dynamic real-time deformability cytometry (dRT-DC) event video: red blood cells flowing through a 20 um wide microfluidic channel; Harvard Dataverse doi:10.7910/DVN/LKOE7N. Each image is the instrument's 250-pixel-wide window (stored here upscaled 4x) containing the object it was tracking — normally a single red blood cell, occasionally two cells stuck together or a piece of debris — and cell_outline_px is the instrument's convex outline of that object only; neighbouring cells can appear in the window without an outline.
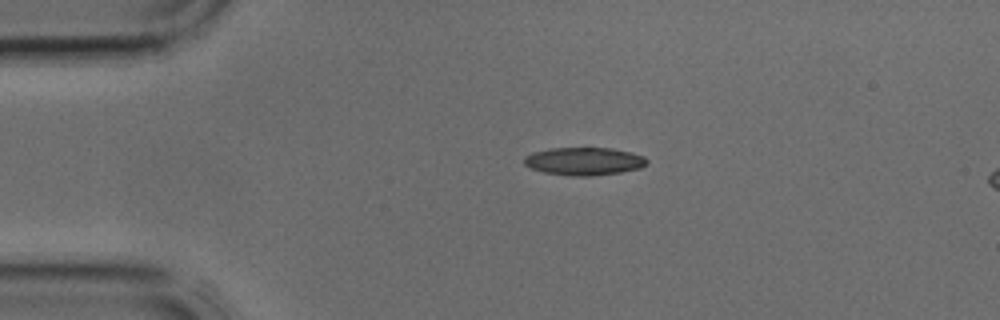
{"species": "common noctule bat (a hibernating species)", "species_latin": "Nyctalus noctula", "temperature_condition": "cold", "stored_images_in_passage": 2, "camera_frame_rate_fps": 3000, "um_per_image_px": 0.085, "animal": {"sex": "male", "body_mass_g": 17.9, "forearm_length_mm": 54.2}, "frame": {"image": 1, "passage_image": 1, "time_ms": 0.0, "image_size_px": [1000, 320], "cell_outline_px": [[648, 164], [640, 168], [620, 172], [592, 176], [572, 176], [544, 172], [532, 168], [524, 164], [524, 156], [532, 152], [552, 148], [612, 148], [632, 152], [644, 156], [648, 160]], "centroid_in_image_um": [49.67, 13.7], "position_along_channel_um": 35.3, "area_um2": 20.0}}